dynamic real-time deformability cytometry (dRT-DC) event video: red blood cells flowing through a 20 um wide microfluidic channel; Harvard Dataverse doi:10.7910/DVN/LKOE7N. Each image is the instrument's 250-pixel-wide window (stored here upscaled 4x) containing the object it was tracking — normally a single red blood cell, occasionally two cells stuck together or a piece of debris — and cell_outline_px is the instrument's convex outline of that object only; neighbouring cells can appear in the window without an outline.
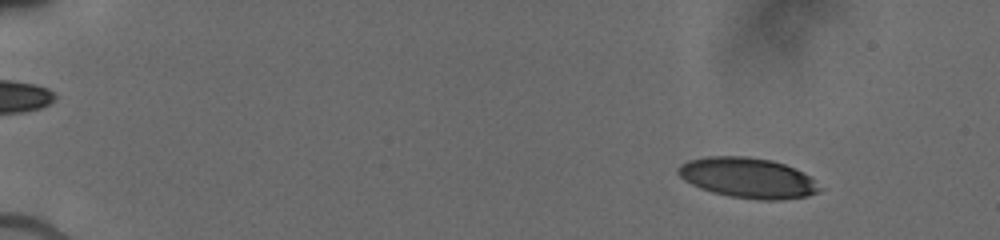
{"species": "human", "species_latin": "Homo sapiens", "temperature_condition": "cold", "stored_images_in_passage": 44, "camera_frame_rate_fps": 3000, "um_per_image_px": 0.085, "donor": {"sex": "male"}, "frame": {"image": 1, "passage_image": 7, "time_ms": 2.0, "image_size_px": [1000, 240], "cell_outline_px": [[824, 188], [820, 192], [808, 196], [780, 200], [764, 200], [732, 196], [712, 192], [700, 188], [684, 180], [676, 172], [676, 168], [680, 164], [688, 160], [704, 156], [748, 156], [772, 160], [784, 164], [808, 176]], "centroid_in_image_um": [63.55, 15.11], "position_along_channel_um": 21.5, "area_um2": 33.23}}
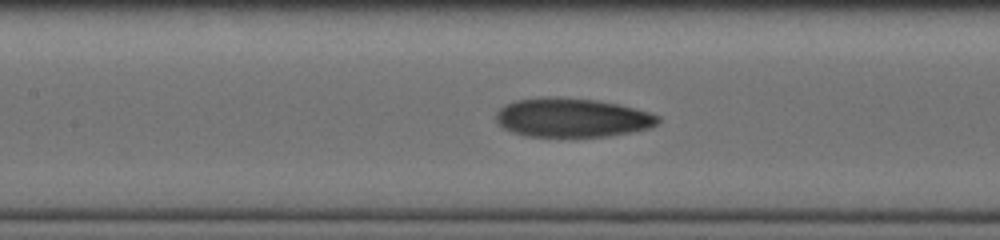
{"frame": {"image": 2, "passage_image": 29, "time_ms": 8.667, "image_size_px": [1000, 240], "cell_outline_px": [[660, 120], [656, 124], [648, 128], [632, 132], [608, 136], [524, 136], [512, 132], [504, 128], [496, 120], [496, 112], [504, 104], [516, 100], [540, 96], [556, 96], [596, 100], [616, 104], [648, 112], [660, 116]], "centroid_in_image_um": [48.58, 9.99], "position_along_channel_um": 158.8, "area_um2": 36.82}}
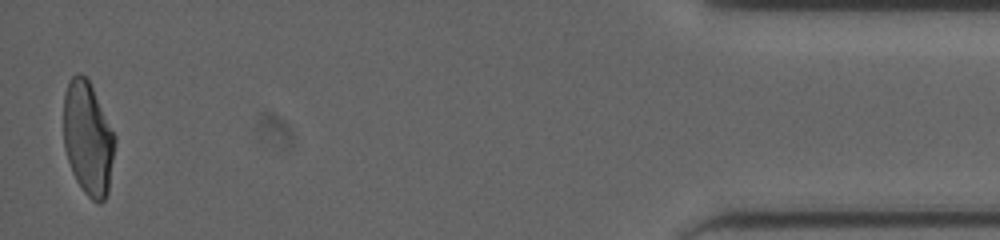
{"frame": {"image": 3, "passage_image": 44, "time_ms": 17.0, "image_size_px": [1000, 240], "cell_outline_px": [[116, 140], [108, 192], [104, 200], [100, 204], [92, 200], [84, 192], [76, 180], [72, 172], [64, 148], [64, 92], [68, 80], [76, 72], [80, 72], [88, 80], [116, 136]], "centroid_in_image_um": [7.47, 11.76], "position_along_channel_um": 427.7, "area_um2": 33.99}}